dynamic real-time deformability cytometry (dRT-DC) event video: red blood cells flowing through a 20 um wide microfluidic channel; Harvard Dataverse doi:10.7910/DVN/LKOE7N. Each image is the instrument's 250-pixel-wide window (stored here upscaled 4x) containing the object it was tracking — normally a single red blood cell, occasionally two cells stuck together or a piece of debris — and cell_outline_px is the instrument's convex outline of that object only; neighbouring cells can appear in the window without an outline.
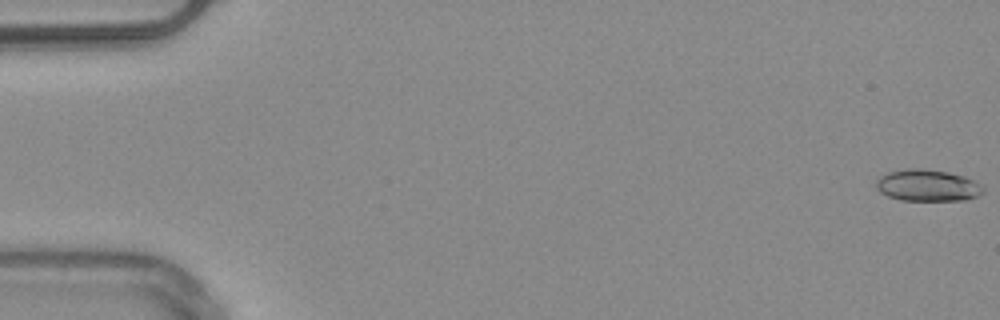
{"species": "common noctule bat (a hibernating species)", "species_latin": "Nyctalus noctula", "temperature_condition": "warm", "stored_images_in_passage": 51, "camera_frame_rate_fps": 3000, "um_per_image_px": 0.085, "animal": {"sex": "male", "body_mass_g": 20.4}, "frame": {"image": 1, "passage_image": 1, "time_ms": 0.0, "image_size_px": [1000, 320], "cell_outline_px": [[984, 192], [976, 196], [964, 200], [900, 200], [888, 196], [880, 192], [876, 188], [876, 180], [880, 176], [888, 172], [908, 168], [924, 168], [948, 172], [964, 176], [980, 184], [984, 188]], "centroid_in_image_um": [78.82, 15.75], "position_along_channel_um": 6.2, "area_um2": 19.77}}
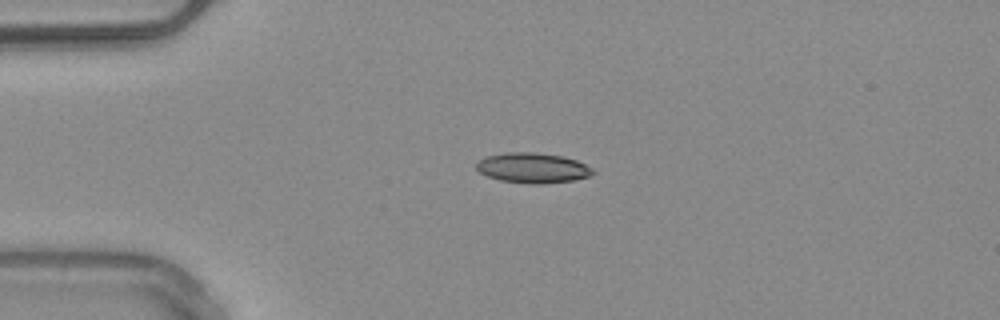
{"frame": {"image": 2, "passage_image": 13, "time_ms": 4.0, "image_size_px": [1000, 320], "cell_outline_px": [[596, 172], [588, 176], [572, 180], [544, 184], [532, 184], [500, 180], [488, 176], [480, 172], [476, 168], [476, 160], [488, 156], [508, 152], [532, 152], [560, 156], [576, 160], [592, 168]], "centroid_in_image_um": [45.25, 14.27], "position_along_channel_um": 39.7, "area_um2": 20.29}}
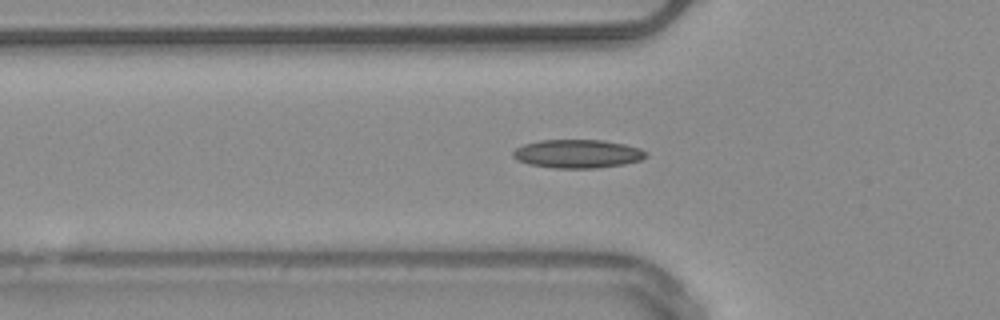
{"frame": {"image": 3, "passage_image": 18, "time_ms": 5.667, "image_size_px": [1000, 320], "cell_outline_px": [[648, 156], [640, 160], [624, 164], [596, 168], [556, 168], [528, 164], [516, 160], [512, 156], [512, 152], [516, 148], [524, 144], [540, 140], [604, 140], [624, 144], [640, 148], [648, 152]], "centroid_in_image_um": [49.09, 13.07], "position_along_channel_um": 76.7, "area_um2": 22.2}, "authors_computed_cell_mechanics": {"area_um2": 19.7676, "velocity_mm_per_s": 4.0313, "shape_relaxation_time_tau1_ms": null, "shape_relaxation_time_tau2_ms": 3.271, "deformation_change_tau1": null, "deformation_change_tau2": 0.1133}}